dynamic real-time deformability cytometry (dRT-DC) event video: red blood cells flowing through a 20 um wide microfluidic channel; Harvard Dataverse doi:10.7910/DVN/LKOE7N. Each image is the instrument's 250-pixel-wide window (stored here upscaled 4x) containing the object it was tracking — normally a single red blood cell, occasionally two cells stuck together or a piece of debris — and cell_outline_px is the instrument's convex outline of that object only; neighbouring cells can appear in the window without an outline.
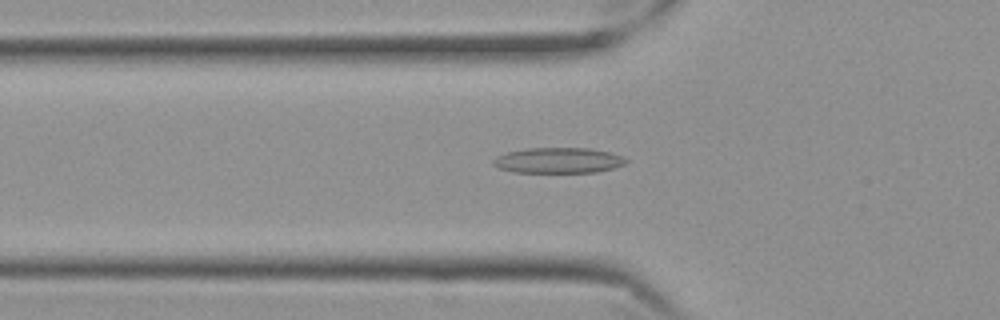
{"species": "Egyptian fruit bat (a non-hibernating species)", "species_latin": "Rousettus aegyptiacus", "temperature_condition": "cold", "stored_images_in_passage": 42, "camera_frame_rate_fps": 3000, "um_per_image_px": 0.085, "frame": {"image": 1, "passage_image": 4, "time_ms": 1.0, "image_size_px": [1000, 320], "cell_outline_px": [[628, 160], [624, 164], [612, 168], [596, 172], [512, 172], [500, 168], [492, 164], [492, 160], [496, 156], [508, 152], [528, 148], [588, 148], [608, 152], [620, 156]], "centroid_in_image_um": [47.41, 13.63], "position_along_channel_um": 78.4, "area_um2": 19.54}}
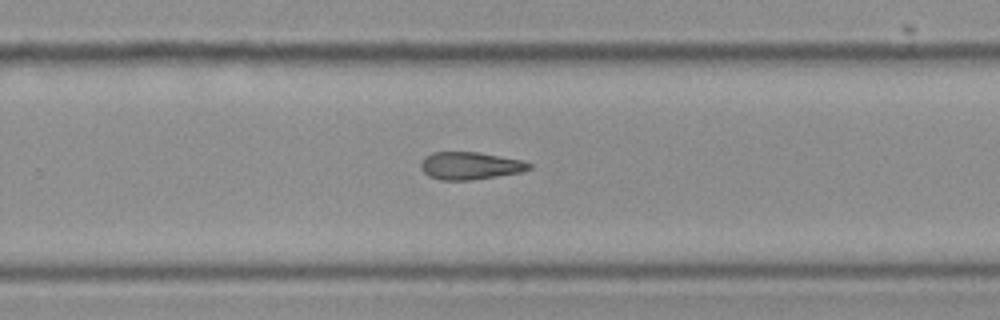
{"frame": {"image": 2, "passage_image": 22, "time_ms": 7.0, "image_size_px": [1000, 320], "cell_outline_px": [[532, 168], [520, 172], [472, 180], [440, 180], [428, 176], [420, 168], [420, 164], [432, 152], [476, 152], [520, 160], [532, 164]], "centroid_in_image_um": [39.94, 14.1], "position_along_channel_um": 289.9, "area_um2": 17.11}}
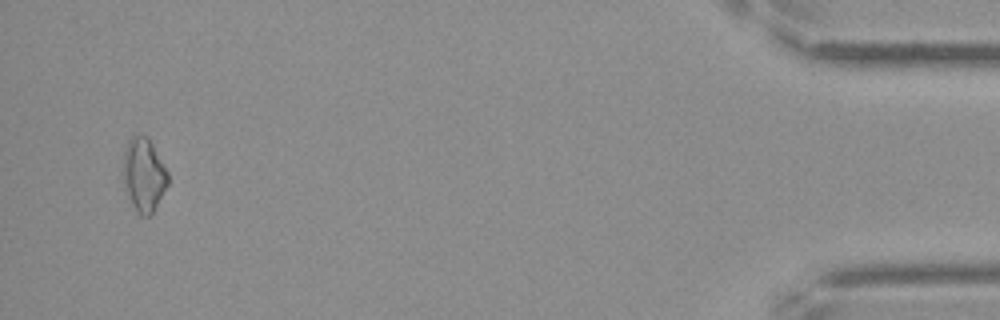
{"frame": {"image": 3, "passage_image": 40, "time_ms": 13.0, "image_size_px": [1000, 320], "cell_outline_px": [[168, 184], [156, 208], [148, 216], [140, 216], [132, 204], [124, 188], [124, 152], [128, 140], [132, 136], [148, 136], [168, 172]], "centroid_in_image_um": [12.23, 14.87], "position_along_channel_um": 423.0, "area_um2": 19.02}}